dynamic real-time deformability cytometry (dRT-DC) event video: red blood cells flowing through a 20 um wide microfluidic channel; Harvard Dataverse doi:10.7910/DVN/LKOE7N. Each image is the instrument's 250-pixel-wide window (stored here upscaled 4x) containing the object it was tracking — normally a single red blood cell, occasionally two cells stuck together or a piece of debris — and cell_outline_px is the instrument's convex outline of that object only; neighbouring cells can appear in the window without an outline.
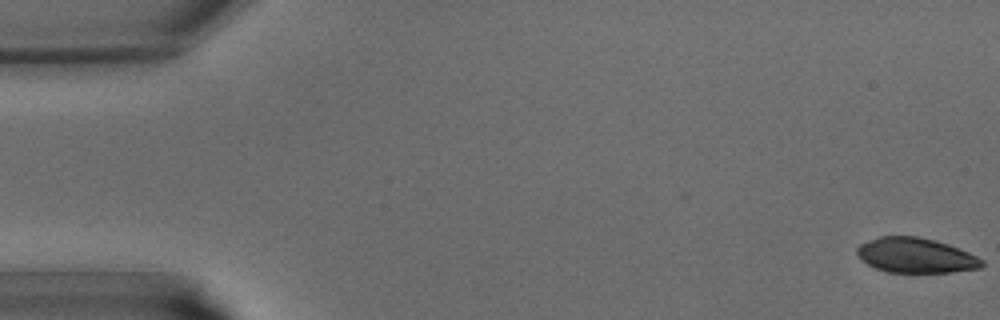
{"species": "common noctule bat (a hibernating species)", "species_latin": "Nyctalus noctula", "temperature_condition": "warm", "stored_images_in_passage": 6, "camera_frame_rate_fps": 3000, "um_per_image_px": 0.085, "animal": {"sex": "male", "body_mass_g": 15.6}, "frame": {"image": 1, "passage_image": 1, "time_ms": 0.0, "image_size_px": [1000, 320], "cell_outline_px": [[984, 264], [980, 268], [952, 272], [888, 272], [876, 268], [860, 260], [856, 252], [856, 248], [860, 244], [868, 240], [880, 236], [916, 236], [936, 240], [948, 244], [968, 252], [984, 260]], "centroid_in_image_um": [77.82, 21.7], "position_along_channel_um": 7.2, "area_um2": 25.49}}